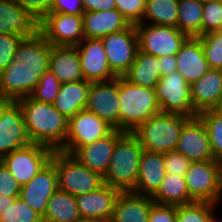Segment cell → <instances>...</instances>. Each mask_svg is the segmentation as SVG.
Here are the masks:
<instances>
[{"label": "cell", "mask_w": 222, "mask_h": 222, "mask_svg": "<svg viewBox=\"0 0 222 222\" xmlns=\"http://www.w3.org/2000/svg\"><path fill=\"white\" fill-rule=\"evenodd\" d=\"M51 44L37 31L18 44L13 61L0 71V99L17 102L29 97L49 70Z\"/></svg>", "instance_id": "1"}, {"label": "cell", "mask_w": 222, "mask_h": 222, "mask_svg": "<svg viewBox=\"0 0 222 222\" xmlns=\"http://www.w3.org/2000/svg\"><path fill=\"white\" fill-rule=\"evenodd\" d=\"M17 102L30 142L59 151L67 138L69 120L53 104L37 101L31 96Z\"/></svg>", "instance_id": "2"}, {"label": "cell", "mask_w": 222, "mask_h": 222, "mask_svg": "<svg viewBox=\"0 0 222 222\" xmlns=\"http://www.w3.org/2000/svg\"><path fill=\"white\" fill-rule=\"evenodd\" d=\"M119 130L133 132L141 123L161 112L154 88L135 85L118 76Z\"/></svg>", "instance_id": "3"}, {"label": "cell", "mask_w": 222, "mask_h": 222, "mask_svg": "<svg viewBox=\"0 0 222 222\" xmlns=\"http://www.w3.org/2000/svg\"><path fill=\"white\" fill-rule=\"evenodd\" d=\"M142 151L138 138L125 132L116 141L103 183L120 191H132L136 186Z\"/></svg>", "instance_id": "4"}, {"label": "cell", "mask_w": 222, "mask_h": 222, "mask_svg": "<svg viewBox=\"0 0 222 222\" xmlns=\"http://www.w3.org/2000/svg\"><path fill=\"white\" fill-rule=\"evenodd\" d=\"M189 117L159 113L141 123L132 133L146 151L166 153L176 149L179 135Z\"/></svg>", "instance_id": "5"}, {"label": "cell", "mask_w": 222, "mask_h": 222, "mask_svg": "<svg viewBox=\"0 0 222 222\" xmlns=\"http://www.w3.org/2000/svg\"><path fill=\"white\" fill-rule=\"evenodd\" d=\"M51 161L54 163L58 189L74 197L96 190L103 184V177L89 170L70 154L54 151Z\"/></svg>", "instance_id": "6"}, {"label": "cell", "mask_w": 222, "mask_h": 222, "mask_svg": "<svg viewBox=\"0 0 222 222\" xmlns=\"http://www.w3.org/2000/svg\"><path fill=\"white\" fill-rule=\"evenodd\" d=\"M184 177L194 201L220 204L222 187L218 160L192 162Z\"/></svg>", "instance_id": "7"}, {"label": "cell", "mask_w": 222, "mask_h": 222, "mask_svg": "<svg viewBox=\"0 0 222 222\" xmlns=\"http://www.w3.org/2000/svg\"><path fill=\"white\" fill-rule=\"evenodd\" d=\"M135 28L139 51L156 57L175 55L188 38L173 26L138 23Z\"/></svg>", "instance_id": "8"}, {"label": "cell", "mask_w": 222, "mask_h": 222, "mask_svg": "<svg viewBox=\"0 0 222 222\" xmlns=\"http://www.w3.org/2000/svg\"><path fill=\"white\" fill-rule=\"evenodd\" d=\"M154 90L161 113L189 118L197 116L191 101L190 85L177 71L161 77Z\"/></svg>", "instance_id": "9"}, {"label": "cell", "mask_w": 222, "mask_h": 222, "mask_svg": "<svg viewBox=\"0 0 222 222\" xmlns=\"http://www.w3.org/2000/svg\"><path fill=\"white\" fill-rule=\"evenodd\" d=\"M53 153L54 150L47 146L30 143L26 147L11 151L0 161L22 186L51 161Z\"/></svg>", "instance_id": "10"}, {"label": "cell", "mask_w": 222, "mask_h": 222, "mask_svg": "<svg viewBox=\"0 0 222 222\" xmlns=\"http://www.w3.org/2000/svg\"><path fill=\"white\" fill-rule=\"evenodd\" d=\"M38 31L51 45L76 46L84 39L83 16L47 13L39 20Z\"/></svg>", "instance_id": "11"}, {"label": "cell", "mask_w": 222, "mask_h": 222, "mask_svg": "<svg viewBox=\"0 0 222 222\" xmlns=\"http://www.w3.org/2000/svg\"><path fill=\"white\" fill-rule=\"evenodd\" d=\"M115 128L96 114L86 109L69 119L68 134L59 150L70 154L75 148L85 146L110 134Z\"/></svg>", "instance_id": "12"}, {"label": "cell", "mask_w": 222, "mask_h": 222, "mask_svg": "<svg viewBox=\"0 0 222 222\" xmlns=\"http://www.w3.org/2000/svg\"><path fill=\"white\" fill-rule=\"evenodd\" d=\"M111 71L123 76L134 63L138 47L135 25L102 38Z\"/></svg>", "instance_id": "13"}, {"label": "cell", "mask_w": 222, "mask_h": 222, "mask_svg": "<svg viewBox=\"0 0 222 222\" xmlns=\"http://www.w3.org/2000/svg\"><path fill=\"white\" fill-rule=\"evenodd\" d=\"M30 143L19 103L2 101L0 103V159Z\"/></svg>", "instance_id": "14"}, {"label": "cell", "mask_w": 222, "mask_h": 222, "mask_svg": "<svg viewBox=\"0 0 222 222\" xmlns=\"http://www.w3.org/2000/svg\"><path fill=\"white\" fill-rule=\"evenodd\" d=\"M76 48L85 81L107 82L117 77L109 67L102 38H84Z\"/></svg>", "instance_id": "15"}, {"label": "cell", "mask_w": 222, "mask_h": 222, "mask_svg": "<svg viewBox=\"0 0 222 222\" xmlns=\"http://www.w3.org/2000/svg\"><path fill=\"white\" fill-rule=\"evenodd\" d=\"M118 76L107 82H91L85 109L119 130Z\"/></svg>", "instance_id": "16"}, {"label": "cell", "mask_w": 222, "mask_h": 222, "mask_svg": "<svg viewBox=\"0 0 222 222\" xmlns=\"http://www.w3.org/2000/svg\"><path fill=\"white\" fill-rule=\"evenodd\" d=\"M57 190V172L54 163L50 161L28 183L21 186L19 197L43 218L47 202Z\"/></svg>", "instance_id": "17"}, {"label": "cell", "mask_w": 222, "mask_h": 222, "mask_svg": "<svg viewBox=\"0 0 222 222\" xmlns=\"http://www.w3.org/2000/svg\"><path fill=\"white\" fill-rule=\"evenodd\" d=\"M175 150L191 162L215 159L210 148L207 128L198 115L184 123Z\"/></svg>", "instance_id": "18"}, {"label": "cell", "mask_w": 222, "mask_h": 222, "mask_svg": "<svg viewBox=\"0 0 222 222\" xmlns=\"http://www.w3.org/2000/svg\"><path fill=\"white\" fill-rule=\"evenodd\" d=\"M124 133L114 129L110 134L93 143L75 148L70 155L89 170L104 177L109 168L116 141Z\"/></svg>", "instance_id": "19"}, {"label": "cell", "mask_w": 222, "mask_h": 222, "mask_svg": "<svg viewBox=\"0 0 222 222\" xmlns=\"http://www.w3.org/2000/svg\"><path fill=\"white\" fill-rule=\"evenodd\" d=\"M119 193V189L103 183L96 190L76 196L80 217L109 222Z\"/></svg>", "instance_id": "20"}, {"label": "cell", "mask_w": 222, "mask_h": 222, "mask_svg": "<svg viewBox=\"0 0 222 222\" xmlns=\"http://www.w3.org/2000/svg\"><path fill=\"white\" fill-rule=\"evenodd\" d=\"M39 21L15 0H0V34L33 36Z\"/></svg>", "instance_id": "21"}, {"label": "cell", "mask_w": 222, "mask_h": 222, "mask_svg": "<svg viewBox=\"0 0 222 222\" xmlns=\"http://www.w3.org/2000/svg\"><path fill=\"white\" fill-rule=\"evenodd\" d=\"M175 56L176 71L185 78L189 85L195 83L210 69L198 37H188Z\"/></svg>", "instance_id": "22"}, {"label": "cell", "mask_w": 222, "mask_h": 222, "mask_svg": "<svg viewBox=\"0 0 222 222\" xmlns=\"http://www.w3.org/2000/svg\"><path fill=\"white\" fill-rule=\"evenodd\" d=\"M153 203L149 195L120 191L109 222H148Z\"/></svg>", "instance_id": "23"}, {"label": "cell", "mask_w": 222, "mask_h": 222, "mask_svg": "<svg viewBox=\"0 0 222 222\" xmlns=\"http://www.w3.org/2000/svg\"><path fill=\"white\" fill-rule=\"evenodd\" d=\"M194 112L214 109L222 96V70L209 69L201 78L190 85Z\"/></svg>", "instance_id": "24"}, {"label": "cell", "mask_w": 222, "mask_h": 222, "mask_svg": "<svg viewBox=\"0 0 222 222\" xmlns=\"http://www.w3.org/2000/svg\"><path fill=\"white\" fill-rule=\"evenodd\" d=\"M49 71L61 84L84 80L76 46L51 45Z\"/></svg>", "instance_id": "25"}, {"label": "cell", "mask_w": 222, "mask_h": 222, "mask_svg": "<svg viewBox=\"0 0 222 222\" xmlns=\"http://www.w3.org/2000/svg\"><path fill=\"white\" fill-rule=\"evenodd\" d=\"M165 175L164 153L150 152L143 149L136 186L132 191L137 194L151 196L159 188Z\"/></svg>", "instance_id": "26"}, {"label": "cell", "mask_w": 222, "mask_h": 222, "mask_svg": "<svg viewBox=\"0 0 222 222\" xmlns=\"http://www.w3.org/2000/svg\"><path fill=\"white\" fill-rule=\"evenodd\" d=\"M83 33L84 38H103L128 28L131 24L117 10L84 12Z\"/></svg>", "instance_id": "27"}, {"label": "cell", "mask_w": 222, "mask_h": 222, "mask_svg": "<svg viewBox=\"0 0 222 222\" xmlns=\"http://www.w3.org/2000/svg\"><path fill=\"white\" fill-rule=\"evenodd\" d=\"M91 82L80 80L60 85L54 107L68 120L86 107Z\"/></svg>", "instance_id": "28"}, {"label": "cell", "mask_w": 222, "mask_h": 222, "mask_svg": "<svg viewBox=\"0 0 222 222\" xmlns=\"http://www.w3.org/2000/svg\"><path fill=\"white\" fill-rule=\"evenodd\" d=\"M159 57L137 51L135 61L123 77L138 86L155 88L161 74Z\"/></svg>", "instance_id": "29"}, {"label": "cell", "mask_w": 222, "mask_h": 222, "mask_svg": "<svg viewBox=\"0 0 222 222\" xmlns=\"http://www.w3.org/2000/svg\"><path fill=\"white\" fill-rule=\"evenodd\" d=\"M154 203L179 206L195 202L189 194L184 176L166 173L159 188L150 196Z\"/></svg>", "instance_id": "30"}, {"label": "cell", "mask_w": 222, "mask_h": 222, "mask_svg": "<svg viewBox=\"0 0 222 222\" xmlns=\"http://www.w3.org/2000/svg\"><path fill=\"white\" fill-rule=\"evenodd\" d=\"M76 198L61 190H57L47 202L43 222H75L80 219Z\"/></svg>", "instance_id": "31"}, {"label": "cell", "mask_w": 222, "mask_h": 222, "mask_svg": "<svg viewBox=\"0 0 222 222\" xmlns=\"http://www.w3.org/2000/svg\"><path fill=\"white\" fill-rule=\"evenodd\" d=\"M178 0H147L142 23L177 27Z\"/></svg>", "instance_id": "32"}, {"label": "cell", "mask_w": 222, "mask_h": 222, "mask_svg": "<svg viewBox=\"0 0 222 222\" xmlns=\"http://www.w3.org/2000/svg\"><path fill=\"white\" fill-rule=\"evenodd\" d=\"M177 28L188 37L202 36L203 3L178 0Z\"/></svg>", "instance_id": "33"}, {"label": "cell", "mask_w": 222, "mask_h": 222, "mask_svg": "<svg viewBox=\"0 0 222 222\" xmlns=\"http://www.w3.org/2000/svg\"><path fill=\"white\" fill-rule=\"evenodd\" d=\"M198 116L207 128L212 154L219 161L222 158V114L210 109L202 111Z\"/></svg>", "instance_id": "34"}, {"label": "cell", "mask_w": 222, "mask_h": 222, "mask_svg": "<svg viewBox=\"0 0 222 222\" xmlns=\"http://www.w3.org/2000/svg\"><path fill=\"white\" fill-rule=\"evenodd\" d=\"M217 207L216 203L196 201L176 206L175 222H210L211 212Z\"/></svg>", "instance_id": "35"}, {"label": "cell", "mask_w": 222, "mask_h": 222, "mask_svg": "<svg viewBox=\"0 0 222 222\" xmlns=\"http://www.w3.org/2000/svg\"><path fill=\"white\" fill-rule=\"evenodd\" d=\"M0 222H43L42 217L20 197L0 215Z\"/></svg>", "instance_id": "36"}, {"label": "cell", "mask_w": 222, "mask_h": 222, "mask_svg": "<svg viewBox=\"0 0 222 222\" xmlns=\"http://www.w3.org/2000/svg\"><path fill=\"white\" fill-rule=\"evenodd\" d=\"M210 69L222 70V35L211 32L198 37Z\"/></svg>", "instance_id": "37"}, {"label": "cell", "mask_w": 222, "mask_h": 222, "mask_svg": "<svg viewBox=\"0 0 222 222\" xmlns=\"http://www.w3.org/2000/svg\"><path fill=\"white\" fill-rule=\"evenodd\" d=\"M60 85L58 78L47 70L30 96L37 101L53 104L58 96Z\"/></svg>", "instance_id": "38"}, {"label": "cell", "mask_w": 222, "mask_h": 222, "mask_svg": "<svg viewBox=\"0 0 222 222\" xmlns=\"http://www.w3.org/2000/svg\"><path fill=\"white\" fill-rule=\"evenodd\" d=\"M222 27V2L203 3L202 35L217 32Z\"/></svg>", "instance_id": "39"}, {"label": "cell", "mask_w": 222, "mask_h": 222, "mask_svg": "<svg viewBox=\"0 0 222 222\" xmlns=\"http://www.w3.org/2000/svg\"><path fill=\"white\" fill-rule=\"evenodd\" d=\"M147 0H116V9L127 19L136 25L142 23Z\"/></svg>", "instance_id": "40"}, {"label": "cell", "mask_w": 222, "mask_h": 222, "mask_svg": "<svg viewBox=\"0 0 222 222\" xmlns=\"http://www.w3.org/2000/svg\"><path fill=\"white\" fill-rule=\"evenodd\" d=\"M22 38L14 34H0V71L6 69L13 61L16 48Z\"/></svg>", "instance_id": "41"}, {"label": "cell", "mask_w": 222, "mask_h": 222, "mask_svg": "<svg viewBox=\"0 0 222 222\" xmlns=\"http://www.w3.org/2000/svg\"><path fill=\"white\" fill-rule=\"evenodd\" d=\"M191 163L189 159L176 150L164 153V166L168 174L175 173L179 176H185Z\"/></svg>", "instance_id": "42"}, {"label": "cell", "mask_w": 222, "mask_h": 222, "mask_svg": "<svg viewBox=\"0 0 222 222\" xmlns=\"http://www.w3.org/2000/svg\"><path fill=\"white\" fill-rule=\"evenodd\" d=\"M21 185L0 161V194L19 198Z\"/></svg>", "instance_id": "43"}, {"label": "cell", "mask_w": 222, "mask_h": 222, "mask_svg": "<svg viewBox=\"0 0 222 222\" xmlns=\"http://www.w3.org/2000/svg\"><path fill=\"white\" fill-rule=\"evenodd\" d=\"M38 21L52 9L54 0H15Z\"/></svg>", "instance_id": "44"}, {"label": "cell", "mask_w": 222, "mask_h": 222, "mask_svg": "<svg viewBox=\"0 0 222 222\" xmlns=\"http://www.w3.org/2000/svg\"><path fill=\"white\" fill-rule=\"evenodd\" d=\"M176 206L153 203L148 222H175Z\"/></svg>", "instance_id": "45"}, {"label": "cell", "mask_w": 222, "mask_h": 222, "mask_svg": "<svg viewBox=\"0 0 222 222\" xmlns=\"http://www.w3.org/2000/svg\"><path fill=\"white\" fill-rule=\"evenodd\" d=\"M49 13H65L82 16L84 14L82 0H54Z\"/></svg>", "instance_id": "46"}, {"label": "cell", "mask_w": 222, "mask_h": 222, "mask_svg": "<svg viewBox=\"0 0 222 222\" xmlns=\"http://www.w3.org/2000/svg\"><path fill=\"white\" fill-rule=\"evenodd\" d=\"M83 11H110L116 9V0H82Z\"/></svg>", "instance_id": "47"}, {"label": "cell", "mask_w": 222, "mask_h": 222, "mask_svg": "<svg viewBox=\"0 0 222 222\" xmlns=\"http://www.w3.org/2000/svg\"><path fill=\"white\" fill-rule=\"evenodd\" d=\"M159 60V72L161 74V77L169 75L170 73L177 70V61L175 55L159 57Z\"/></svg>", "instance_id": "48"}, {"label": "cell", "mask_w": 222, "mask_h": 222, "mask_svg": "<svg viewBox=\"0 0 222 222\" xmlns=\"http://www.w3.org/2000/svg\"><path fill=\"white\" fill-rule=\"evenodd\" d=\"M15 199L16 197L4 196L0 194V215L2 214V211H5L8 206L12 205Z\"/></svg>", "instance_id": "49"}, {"label": "cell", "mask_w": 222, "mask_h": 222, "mask_svg": "<svg viewBox=\"0 0 222 222\" xmlns=\"http://www.w3.org/2000/svg\"><path fill=\"white\" fill-rule=\"evenodd\" d=\"M216 208L211 212L210 222H222L221 218L216 215Z\"/></svg>", "instance_id": "50"}, {"label": "cell", "mask_w": 222, "mask_h": 222, "mask_svg": "<svg viewBox=\"0 0 222 222\" xmlns=\"http://www.w3.org/2000/svg\"><path fill=\"white\" fill-rule=\"evenodd\" d=\"M75 222H102V221L93 218H80Z\"/></svg>", "instance_id": "51"}, {"label": "cell", "mask_w": 222, "mask_h": 222, "mask_svg": "<svg viewBox=\"0 0 222 222\" xmlns=\"http://www.w3.org/2000/svg\"><path fill=\"white\" fill-rule=\"evenodd\" d=\"M214 110L217 111L218 113L222 114V96H221V98L219 100V103L214 108Z\"/></svg>", "instance_id": "52"}, {"label": "cell", "mask_w": 222, "mask_h": 222, "mask_svg": "<svg viewBox=\"0 0 222 222\" xmlns=\"http://www.w3.org/2000/svg\"><path fill=\"white\" fill-rule=\"evenodd\" d=\"M219 165H220V183L222 187V158L219 160Z\"/></svg>", "instance_id": "53"}, {"label": "cell", "mask_w": 222, "mask_h": 222, "mask_svg": "<svg viewBox=\"0 0 222 222\" xmlns=\"http://www.w3.org/2000/svg\"><path fill=\"white\" fill-rule=\"evenodd\" d=\"M197 2H201V3H206V2H210V1H214V0H195Z\"/></svg>", "instance_id": "54"}, {"label": "cell", "mask_w": 222, "mask_h": 222, "mask_svg": "<svg viewBox=\"0 0 222 222\" xmlns=\"http://www.w3.org/2000/svg\"><path fill=\"white\" fill-rule=\"evenodd\" d=\"M217 32L222 35V27Z\"/></svg>", "instance_id": "55"}]
</instances>
